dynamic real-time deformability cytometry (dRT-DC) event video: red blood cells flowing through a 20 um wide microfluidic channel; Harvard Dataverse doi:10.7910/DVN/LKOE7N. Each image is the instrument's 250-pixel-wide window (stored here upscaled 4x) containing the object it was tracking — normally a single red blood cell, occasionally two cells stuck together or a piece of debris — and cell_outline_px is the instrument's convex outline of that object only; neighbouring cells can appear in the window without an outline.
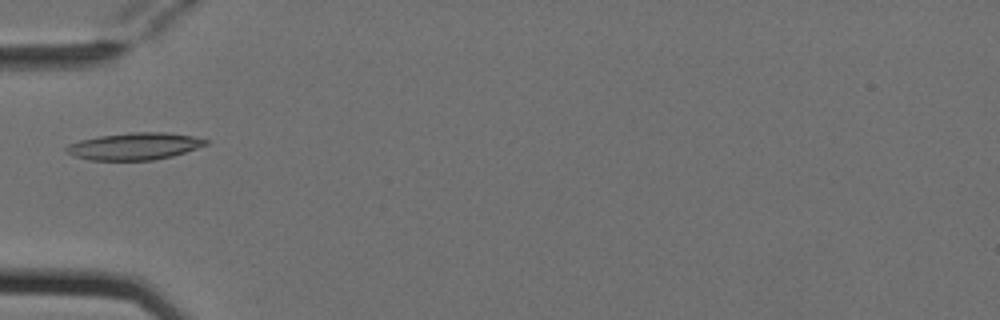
{"species": "Egyptian fruit bat (a non-hibernating species)", "species_latin": "Rousettus aegyptiacus", "temperature_condition": "cold", "stored_images_in_passage": 6, "camera_frame_rate_fps": 3000, "um_per_image_px": 0.085, "animal": {"sex": "female"}, "frame": {"image": 1, "passage_image": 6, "time_ms": 1.667, "image_size_px": [1000, 320], "cell_outline_px": [[208, 144], [172, 156], [152, 160], [88, 160], [76, 156], [68, 152], [64, 148], [68, 144], [80, 140], [100, 136], [132, 132], [164, 132], [192, 136], [208, 140]], "centroid_in_image_um": [11.42, 12.43], "position_along_channel_um": 73.6, "area_um2": 21.73}}